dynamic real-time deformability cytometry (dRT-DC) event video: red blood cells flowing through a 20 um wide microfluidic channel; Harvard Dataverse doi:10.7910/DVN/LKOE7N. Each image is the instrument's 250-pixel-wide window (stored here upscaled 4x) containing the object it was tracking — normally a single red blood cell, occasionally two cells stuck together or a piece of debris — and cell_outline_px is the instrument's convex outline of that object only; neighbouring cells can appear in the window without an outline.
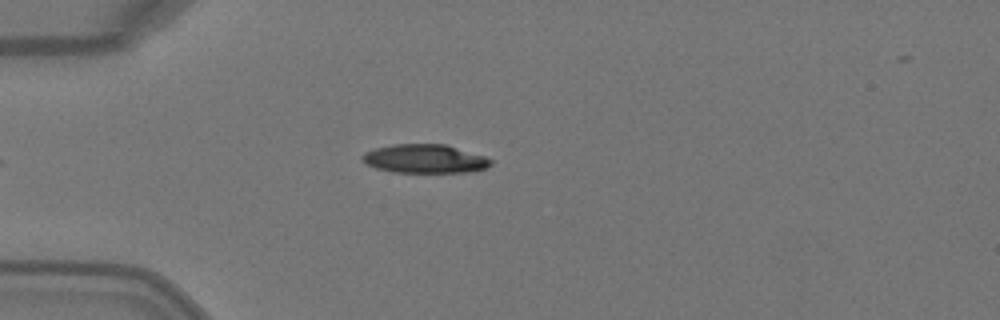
{"species": "Egyptian fruit bat (a non-hibernating species)", "species_latin": "Rousettus aegyptiacus", "temperature_condition": "warm", "stored_images_in_passage": 1, "camera_frame_rate_fps": 3000, "um_per_image_px": 0.085, "animal": {"sex": "female"}, "frame": {"image": 1, "passage_image": 1, "time_ms": 0.0, "image_size_px": [1000, 320], "cell_outline_px": [[492, 164], [484, 168], [468, 172], [392, 172], [376, 168], [368, 164], [360, 156], [364, 152], [376, 148], [392, 144], [444, 144], [484, 156], [492, 160]], "centroid_in_image_um": [36.09, 13.49], "position_along_channel_um": 48.9, "area_um2": 21.27}}